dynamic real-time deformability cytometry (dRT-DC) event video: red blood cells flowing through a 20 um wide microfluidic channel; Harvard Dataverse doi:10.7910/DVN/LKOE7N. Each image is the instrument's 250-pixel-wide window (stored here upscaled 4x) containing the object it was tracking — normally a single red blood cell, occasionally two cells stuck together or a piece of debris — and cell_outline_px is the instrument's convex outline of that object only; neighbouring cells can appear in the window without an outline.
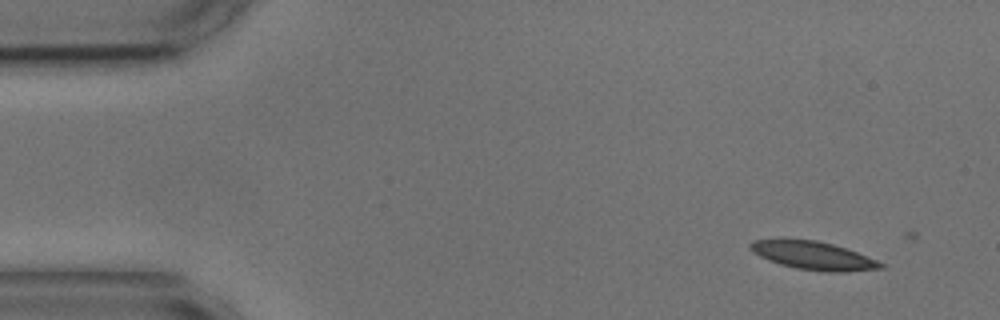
{"species": "common noctule bat (a hibernating species)", "species_latin": "Nyctalus noctula", "temperature_condition": "cold", "stored_images_in_passage": 5, "segment_of_instrument_passage": [1, 2], "camera_frame_rate_fps": 3000, "um_per_image_px": 0.085, "animal": {"sex": "male", "body_mass_g": 17.9, "forearm_length_mm": 54.2}, "frame": {"image": 1, "passage_image": 1, "time_ms": 0.0, "image_size_px": [1000, 320], "cell_outline_px": [[888, 264], [884, 268], [844, 272], [828, 272], [796, 268], [780, 264], [768, 260], [752, 252], [748, 248], [748, 244], [752, 240], [784, 236], [816, 240], [832, 244], [856, 252]], "centroid_in_image_um": [69.05, 21.68], "position_along_channel_um": 16.0, "area_um2": 22.2}}
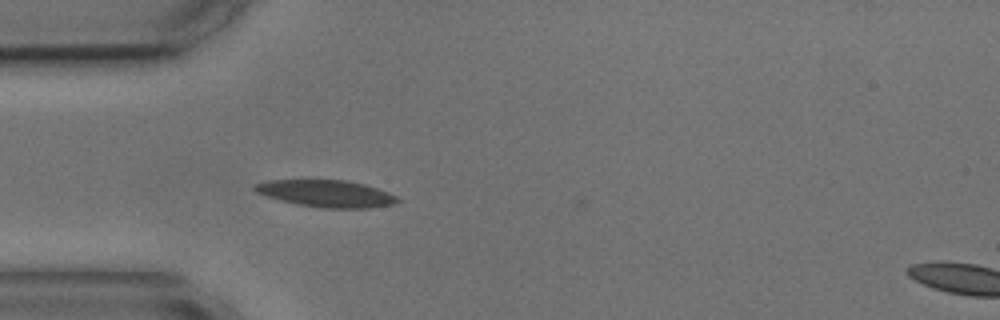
{"frame": {"image": 2, "passage_image": 4, "time_ms": 3.667, "image_size_px": [1000, 320], "cell_outline_px": [[400, 200], [392, 204], [368, 208], [324, 208], [296, 204], [280, 200], [256, 192], [252, 188], [256, 184], [268, 180], [344, 180], [364, 184], [388, 192], [396, 196]], "centroid_in_image_um": [27.72, 16.45], "position_along_channel_um": 57.3, "area_um2": 22.2}}